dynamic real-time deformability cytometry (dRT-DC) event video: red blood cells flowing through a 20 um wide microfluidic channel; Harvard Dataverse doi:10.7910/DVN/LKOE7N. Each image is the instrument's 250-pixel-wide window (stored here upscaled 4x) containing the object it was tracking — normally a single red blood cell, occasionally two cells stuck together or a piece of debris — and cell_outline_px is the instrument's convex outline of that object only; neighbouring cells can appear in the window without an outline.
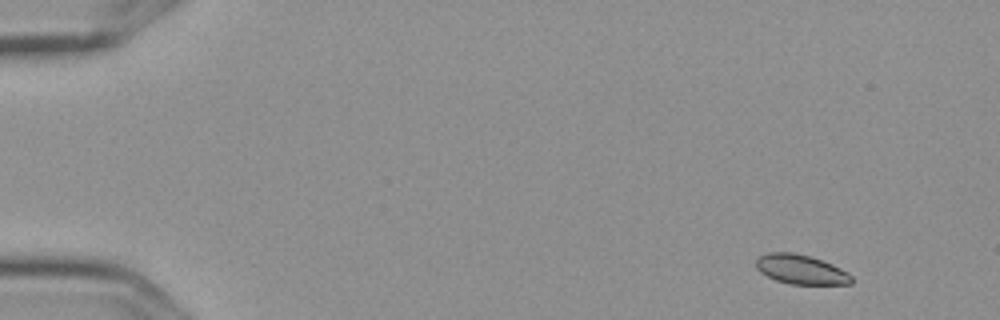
{"species": "Egyptian fruit bat (a non-hibernating species)", "species_latin": "Rousettus aegyptiacus", "temperature_condition": "cold", "stored_images_in_passage": 7, "camera_frame_rate_fps": 3000, "um_per_image_px": 0.085, "frame": {"image": 1, "passage_image": 1, "time_ms": 0.0, "image_size_px": [1000, 320], "cell_outline_px": [[852, 284], [788, 284], [776, 280], [760, 272], [756, 268], [756, 260], [760, 256], [768, 252], [792, 252], [808, 256], [832, 264], [840, 268], [852, 276]], "centroid_in_image_um": [68.06, 22.91], "position_along_channel_um": 16.9, "area_um2": 16.24}}
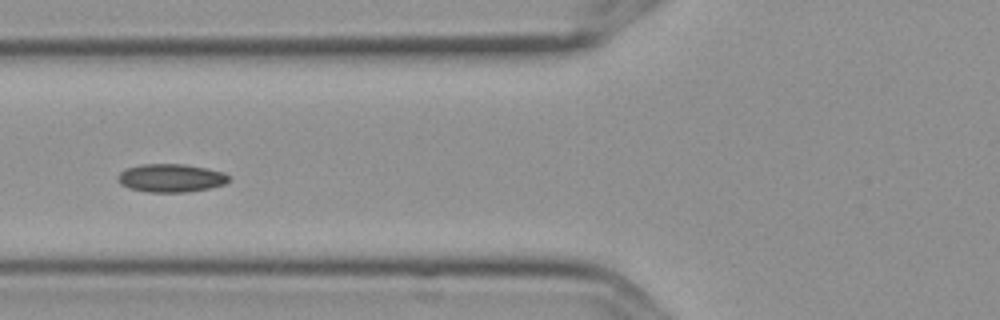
{"frame": {"image": 2, "passage_image": 6, "time_ms": 1.667, "image_size_px": [1000, 320], "cell_outline_px": [[228, 180], [224, 184], [208, 188], [188, 192], [148, 192], [128, 188], [120, 184], [116, 180], [116, 176], [120, 172], [128, 168], [140, 164], [184, 164], [208, 168], [224, 172], [228, 176]], "centroid_in_image_um": [14.48, 15.13], "position_along_channel_um": 111.3, "area_um2": 18.32}}
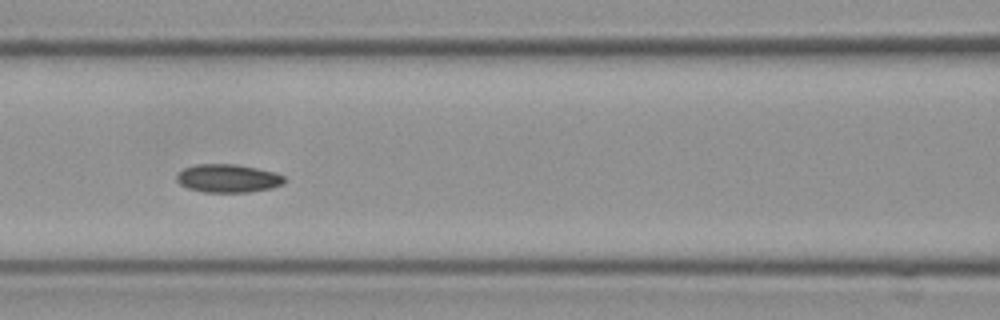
{"frame": {"image": 3, "passage_image": 7, "time_ms": 2.0, "image_size_px": [1000, 320], "cell_outline_px": [[284, 184], [272, 188], [248, 192], [204, 192], [188, 188], [180, 184], [176, 180], [176, 176], [184, 168], [200, 164], [232, 164], [256, 168], [272, 172], [284, 176]], "centroid_in_image_um": [19.37, 15.17], "position_along_channel_um": 147.2, "area_um2": 17.51}}